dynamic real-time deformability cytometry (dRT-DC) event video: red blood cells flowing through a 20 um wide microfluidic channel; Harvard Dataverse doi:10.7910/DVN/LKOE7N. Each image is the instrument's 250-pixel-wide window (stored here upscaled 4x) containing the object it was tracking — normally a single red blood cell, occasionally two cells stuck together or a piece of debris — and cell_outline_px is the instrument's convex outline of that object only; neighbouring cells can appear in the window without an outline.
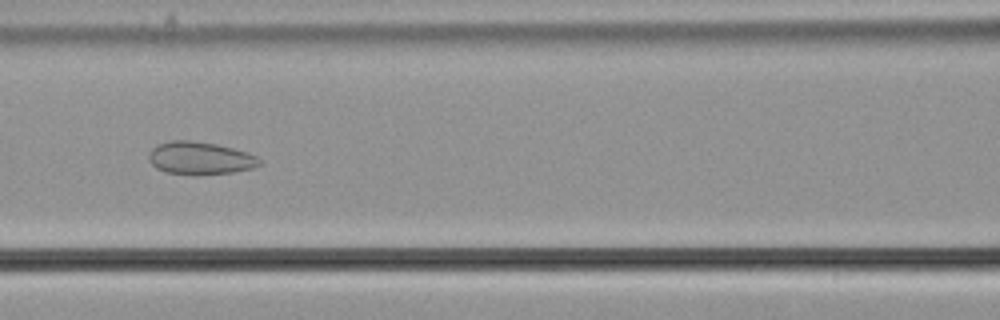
{"species": "common noctule bat (a hibernating species)", "species_latin": "Nyctalus noctula", "temperature_condition": "cold", "stored_images_in_passage": 51, "camera_frame_rate_fps": 3000, "um_per_image_px": 0.085, "animal": {"sex": "male", "body_mass_g": 21.5, "forearm_length_mm": 52.0}, "frame": {"image": 1, "passage_image": 20, "time_ms": 6.333, "image_size_px": [1000, 320], "cell_outline_px": [[260, 164], [252, 168], [232, 172], [196, 176], [164, 172], [156, 168], [148, 160], [148, 156], [152, 148], [160, 144], [172, 140], [188, 140], [216, 144], [248, 152], [256, 156], [260, 160]], "centroid_in_image_um": [16.98, 13.46], "position_along_channel_um": 149.6, "area_um2": 21.21}}
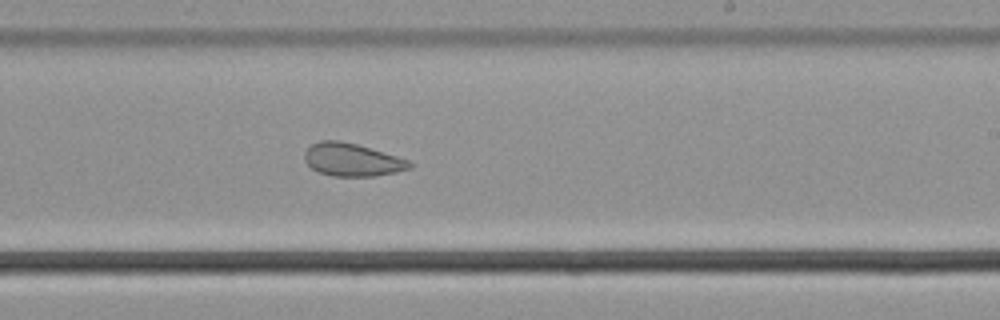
{"frame": {"image": 2, "passage_image": 29, "time_ms": 9.333, "image_size_px": [1000, 320], "cell_outline_px": [[412, 168], [396, 172], [376, 176], [332, 176], [320, 172], [312, 168], [304, 160], [304, 152], [312, 144], [320, 140], [340, 140], [356, 144], [396, 156], [408, 160], [412, 164]], "centroid_in_image_um": [29.91, 13.58], "position_along_channel_um": 259.1, "area_um2": 20.0}}
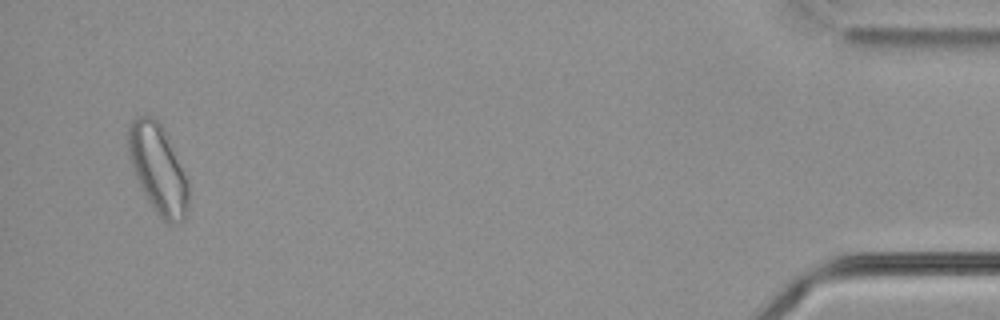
{"frame": {"image": 3, "passage_image": 49, "time_ms": 16.0, "image_size_px": [1000, 320], "cell_outline_px": [[188, 208], [184, 220], [172, 224], [168, 224], [156, 212], [140, 188], [136, 180], [128, 156], [128, 124], [136, 116], [152, 116], [164, 128], [168, 136], [188, 180]], "centroid_in_image_um": [13.42, 14.35], "position_along_channel_um": 421.8, "area_um2": 31.39}, "authors_computed_cell_mechanics": {"area_um2": 24.565, "velocity_mm_per_s": 3.6599, "shape_relaxation_time_tau1_ms": null, "shape_relaxation_time_tau2_ms": 1.7712, "deformation_change_tau1": null, "deformation_change_tau2": 0.0821}}